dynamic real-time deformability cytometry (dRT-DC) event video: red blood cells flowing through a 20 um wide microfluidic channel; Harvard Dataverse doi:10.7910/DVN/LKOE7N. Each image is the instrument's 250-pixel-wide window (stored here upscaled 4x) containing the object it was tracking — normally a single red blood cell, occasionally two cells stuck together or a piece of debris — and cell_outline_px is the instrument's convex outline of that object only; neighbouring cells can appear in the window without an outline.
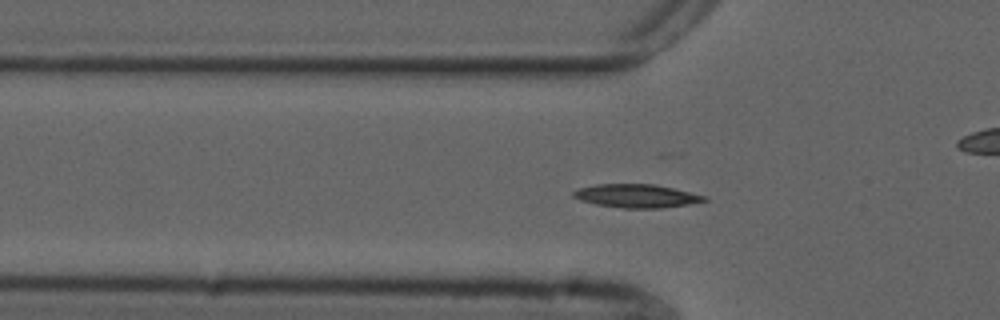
{"species": "common noctule bat (a hibernating species)", "species_latin": "Nyctalus noctula", "temperature_condition": "cold", "stored_images_in_passage": 51, "camera_frame_rate_fps": 3000, "um_per_image_px": 0.085, "animal": {"sex": "male", "forearm_length_mm": 52.5}, "frame": {"image": 1, "passage_image": 13, "time_ms": 4.0, "image_size_px": [1000, 320], "cell_outline_px": [[708, 200], [688, 204], [660, 208], [624, 208], [596, 204], [580, 200], [572, 196], [572, 192], [580, 188], [596, 184], [656, 184], [708, 196]], "centroid_in_image_um": [54.12, 16.65], "position_along_channel_um": 71.7, "area_um2": 17.8}}
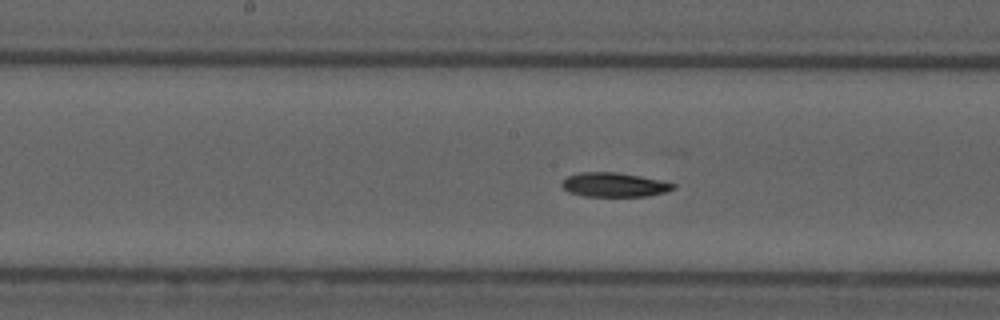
{"frame": {"image": 2, "passage_image": 23, "time_ms": 7.333, "image_size_px": [1000, 320], "cell_outline_px": [[676, 188], [664, 192], [648, 196], [584, 196], [568, 192], [560, 184], [568, 176], [580, 172], [616, 172], [640, 176], [660, 180], [676, 184]], "centroid_in_image_um": [52.2, 15.7], "position_along_channel_um": 196.0, "area_um2": 15.66}}
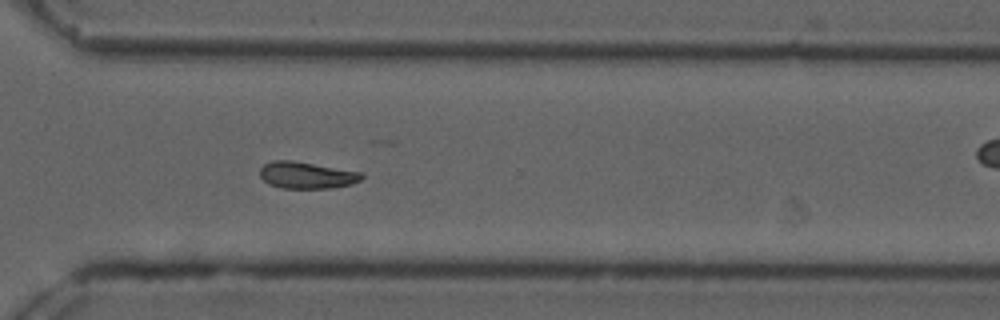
{"frame": {"image": 3, "passage_image": 35, "time_ms": 11.333, "image_size_px": [1000, 320], "cell_outline_px": [[364, 176], [360, 180], [352, 184], [332, 188], [280, 188], [268, 184], [260, 176], [260, 168], [264, 164], [272, 160], [292, 160], [364, 172]], "centroid_in_image_um": [26.08, 14.88], "position_along_channel_um": 344.5, "area_um2": 16.07}, "authors_computed_cell_mechanics": {"area_um2": 16.1262, "velocity_mm_per_s": 3.7214, "shape_relaxation_time_tau1_ms": 9.3799, "shape_relaxation_time_tau2_ms": null, "deformation_change_tau1": 0.1426, "deformation_change_tau2": null}}